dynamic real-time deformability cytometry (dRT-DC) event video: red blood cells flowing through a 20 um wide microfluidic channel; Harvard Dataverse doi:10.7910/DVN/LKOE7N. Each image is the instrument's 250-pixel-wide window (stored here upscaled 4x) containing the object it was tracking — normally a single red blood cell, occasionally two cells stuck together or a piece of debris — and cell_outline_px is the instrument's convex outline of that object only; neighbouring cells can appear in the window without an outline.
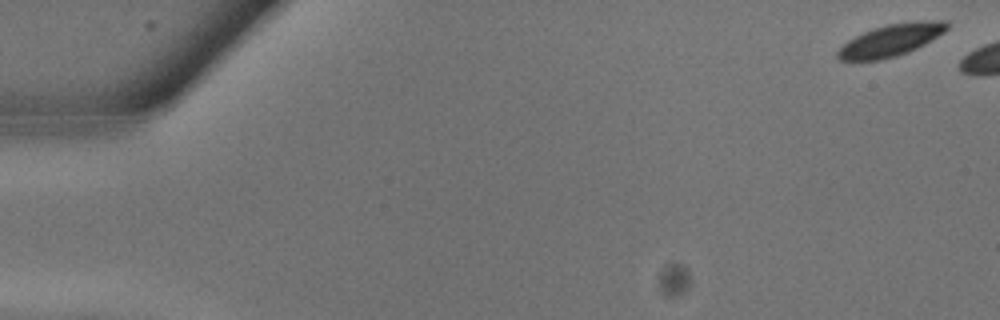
{"species": "common noctule bat (a hibernating species)", "species_latin": "Nyctalus noctula", "temperature_condition": "warm", "stored_images_in_passage": 4, "camera_frame_rate_fps": 3000, "um_per_image_px": 0.085, "animal": {"sex": "male", "body_mass_g": 13.3}, "frame": {"image": 1, "passage_image": 1, "time_ms": 0.0, "image_size_px": [1000, 320], "cell_outline_px": [[948, 28], [944, 32], [924, 44], [908, 52], [896, 56], [880, 60], [840, 60], [836, 56], [836, 52], [848, 40], [872, 28], [888, 24], [916, 20], [948, 20]], "centroid_in_image_um": [75.75, 3.4], "position_along_channel_um": 9.3, "area_um2": 20.35}}